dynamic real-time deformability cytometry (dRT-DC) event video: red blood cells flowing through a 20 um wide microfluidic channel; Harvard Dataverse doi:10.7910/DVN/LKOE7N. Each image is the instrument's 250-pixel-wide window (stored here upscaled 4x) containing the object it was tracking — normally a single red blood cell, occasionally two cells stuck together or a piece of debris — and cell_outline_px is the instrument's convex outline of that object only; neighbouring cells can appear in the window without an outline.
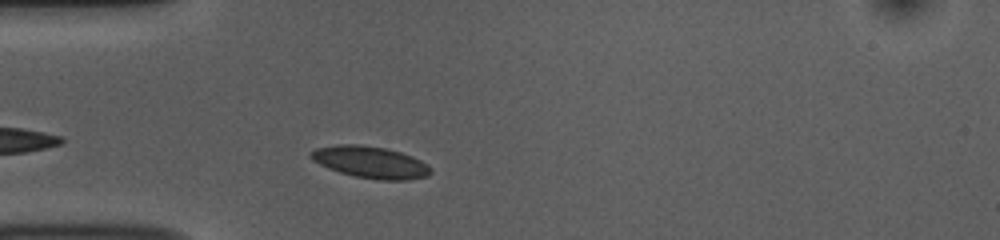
{"species": "common noctule bat (a hibernating species)", "species_latin": "Nyctalus noctula", "temperature_condition": "room temperature", "stored_images_in_passage": 39, "camera_frame_rate_fps": 3000, "um_per_image_px": 0.085, "animal": {"sex": "female", "body_mass_g": 10.0, "forearm_length_mm": 53.1}, "frame": {"image": 1, "passage_image": 4, "time_ms": 1.0, "image_size_px": [1000, 240], "cell_outline_px": [[432, 172], [428, 176], [408, 180], [380, 180], [356, 176], [340, 172], [328, 168], [312, 160], [308, 156], [308, 152], [316, 148], [336, 144], [360, 144], [384, 148], [400, 152], [412, 156], [428, 164], [432, 168]], "centroid_in_image_um": [31.48, 13.78], "position_along_channel_um": 53.5, "area_um2": 22.37}}
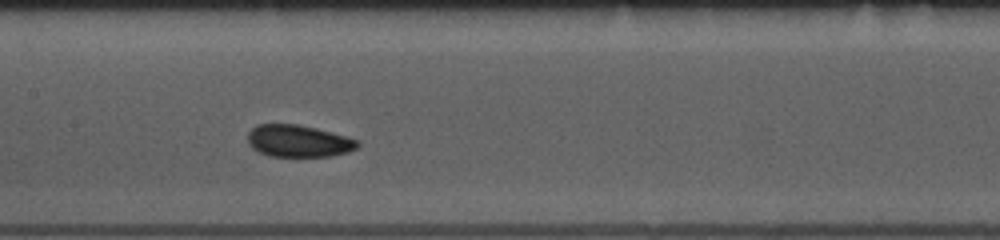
{"frame": {"image": 2, "passage_image": 15, "time_ms": 4.667, "image_size_px": [1000, 240], "cell_outline_px": [[360, 144], [356, 148], [348, 152], [332, 156], [268, 156], [252, 148], [248, 144], [248, 132], [256, 124], [296, 124], [316, 128], [360, 140]], "centroid_in_image_um": [25.36, 11.98], "position_along_channel_um": 182.0, "area_um2": 20.58}}
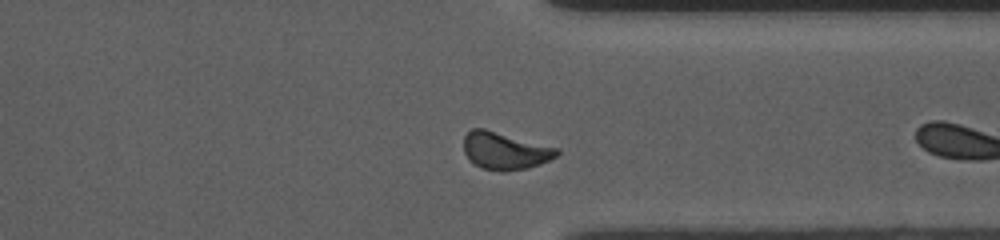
{"frame": {"image": 3, "passage_image": 27, "time_ms": 8.667, "image_size_px": [1000, 240], "cell_outline_px": [[560, 152], [556, 156], [540, 164], [528, 168], [504, 172], [500, 172], [480, 168], [472, 164], [468, 160], [464, 152], [464, 136], [472, 128], [484, 128], [560, 148]], "centroid_in_image_um": [42.9, 12.83], "position_along_channel_um": 368.5, "area_um2": 20.63}}